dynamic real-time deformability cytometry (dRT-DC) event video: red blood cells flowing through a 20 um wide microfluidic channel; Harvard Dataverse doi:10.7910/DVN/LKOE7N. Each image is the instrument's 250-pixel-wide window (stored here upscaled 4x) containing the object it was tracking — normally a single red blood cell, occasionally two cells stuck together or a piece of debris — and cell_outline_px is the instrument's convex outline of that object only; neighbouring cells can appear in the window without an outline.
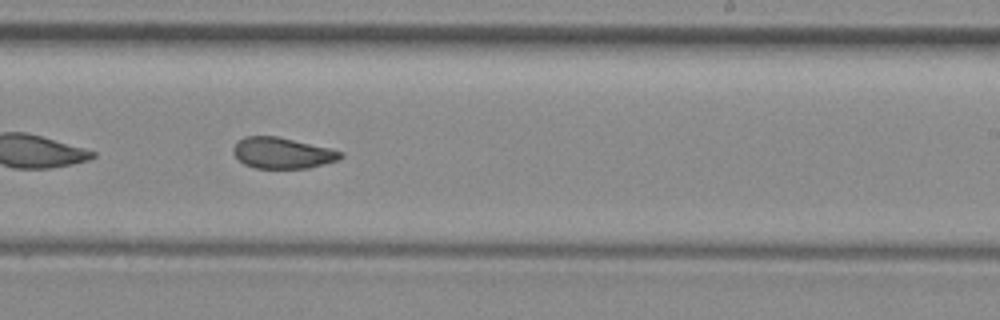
{"species": "common noctule bat (a hibernating species)", "species_latin": "Nyctalus noctula", "temperature_condition": "room temperature", "stored_images_in_passage": 36, "camera_frame_rate_fps": 3000, "um_per_image_px": 0.085, "animal": {"sex": "female", "body_mass_g": 29.2, "forearm_length_mm": 56.3}, "frame": {"image": 1, "passage_image": 16, "time_ms": 5.0, "image_size_px": [1000, 320], "cell_outline_px": [[344, 156], [340, 160], [308, 168], [256, 168], [244, 164], [232, 152], [232, 148], [244, 136], [276, 136], [328, 148], [344, 152]], "centroid_in_image_um": [24.02, 13.01], "position_along_channel_um": 265.0, "area_um2": 19.25}, "authors_computed_cell_mechanics": {"area_um2": 20.2878, "velocity_mm_per_s": 4.0229, "shape_relaxation_time_tau1_ms": null, "shape_relaxation_time_tau2_ms": 2.3066, "deformation_change_tau1": null, "deformation_change_tau2": 0.0886}}